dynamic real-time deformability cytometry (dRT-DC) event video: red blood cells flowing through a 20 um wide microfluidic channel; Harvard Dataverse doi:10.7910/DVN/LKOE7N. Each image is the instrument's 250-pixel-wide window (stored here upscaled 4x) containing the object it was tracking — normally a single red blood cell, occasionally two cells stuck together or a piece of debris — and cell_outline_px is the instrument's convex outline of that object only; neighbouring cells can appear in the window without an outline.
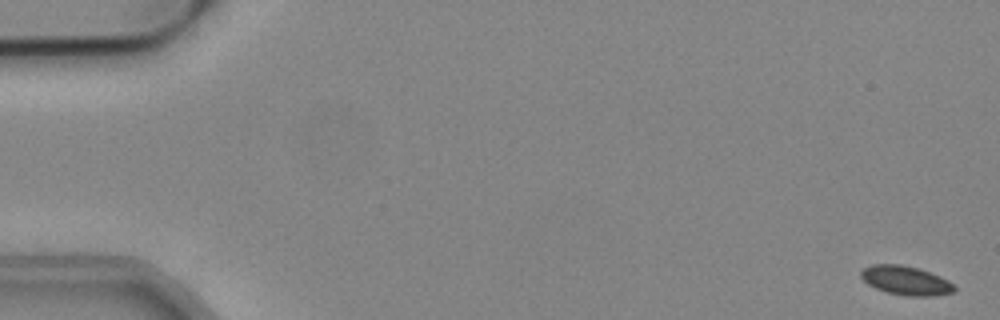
{"species": "common noctule bat (a hibernating species)", "species_latin": "Nyctalus noctula", "temperature_condition": "cold", "stored_images_in_passage": 54, "camera_frame_rate_fps": 3000, "um_per_image_px": 0.085, "animal": {"sex": "male", "body_mass_g": 19.2, "forearm_length_mm": 51.8}, "frame": {"image": 1, "passage_image": 1, "time_ms": 0.0, "image_size_px": [1000, 320], "cell_outline_px": [[956, 292], [932, 296], [908, 296], [888, 292], [876, 288], [868, 284], [860, 276], [860, 272], [864, 268], [872, 264], [900, 264], [916, 268], [940, 276], [948, 280], [956, 288]], "centroid_in_image_um": [77.0, 23.84], "position_along_channel_um": 8.0, "area_um2": 15.66}}
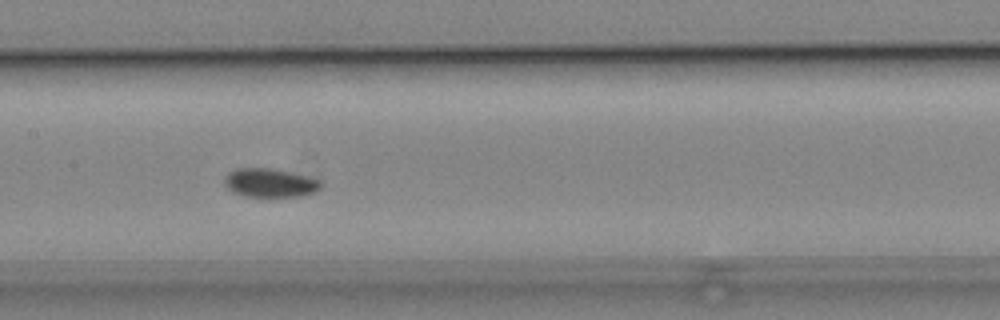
{"frame": {"image": 2, "passage_image": 27, "time_ms": 8.667, "image_size_px": [1000, 320], "cell_outline_px": [[324, 184], [316, 192], [308, 196], [272, 200], [244, 196], [232, 192], [224, 184], [224, 176], [228, 172], [236, 168], [272, 168], [320, 180]], "centroid_in_image_um": [22.96, 15.61], "position_along_channel_um": 184.4, "area_um2": 17.17}}
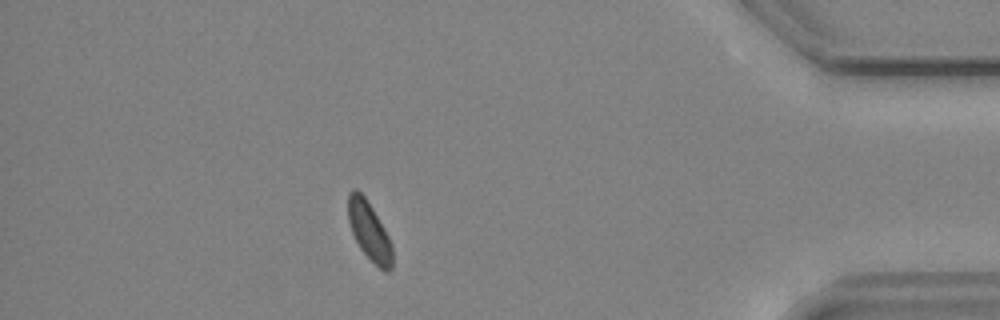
{"frame": {"image": 3, "passage_image": 48, "time_ms": 15.667, "image_size_px": [1000, 320], "cell_outline_px": [[392, 268], [388, 272], [384, 272], [360, 248], [352, 232], [348, 220], [348, 192], [352, 188], [356, 188], [364, 196], [372, 208], [384, 228], [392, 244]], "centroid_in_image_um": [31.38, 19.62], "position_along_channel_um": 403.8, "area_um2": 14.91}, "authors_computed_cell_mechanics": {"area_um2": 15.7794, "velocity_mm_per_s": 3.7842, "shape_relaxation_time_tau1_ms": 0.5117, "shape_relaxation_time_tau2_ms": null, "deformation_change_tau1": 0.0426, "deformation_change_tau2": null}}